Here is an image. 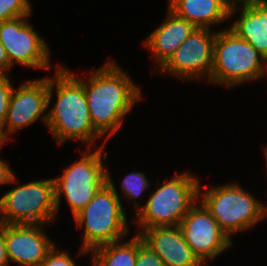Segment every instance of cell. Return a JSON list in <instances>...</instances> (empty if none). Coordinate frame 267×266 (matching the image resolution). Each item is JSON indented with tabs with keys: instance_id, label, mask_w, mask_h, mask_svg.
Returning a JSON list of instances; mask_svg holds the SVG:
<instances>
[{
	"instance_id": "29",
	"label": "cell",
	"mask_w": 267,
	"mask_h": 266,
	"mask_svg": "<svg viewBox=\"0 0 267 266\" xmlns=\"http://www.w3.org/2000/svg\"><path fill=\"white\" fill-rule=\"evenodd\" d=\"M263 77H267V71L264 73Z\"/></svg>"
},
{
	"instance_id": "14",
	"label": "cell",
	"mask_w": 267,
	"mask_h": 266,
	"mask_svg": "<svg viewBox=\"0 0 267 266\" xmlns=\"http://www.w3.org/2000/svg\"><path fill=\"white\" fill-rule=\"evenodd\" d=\"M138 235L165 266H204L184 240L178 226L147 228Z\"/></svg>"
},
{
	"instance_id": "11",
	"label": "cell",
	"mask_w": 267,
	"mask_h": 266,
	"mask_svg": "<svg viewBox=\"0 0 267 266\" xmlns=\"http://www.w3.org/2000/svg\"><path fill=\"white\" fill-rule=\"evenodd\" d=\"M198 203L183 217L178 227L194 255L204 265L228 250L232 238L220 228L205 206L200 201Z\"/></svg>"
},
{
	"instance_id": "24",
	"label": "cell",
	"mask_w": 267,
	"mask_h": 266,
	"mask_svg": "<svg viewBox=\"0 0 267 266\" xmlns=\"http://www.w3.org/2000/svg\"><path fill=\"white\" fill-rule=\"evenodd\" d=\"M15 175L16 174L11 170L10 165L0 157V185L17 182L18 179Z\"/></svg>"
},
{
	"instance_id": "19",
	"label": "cell",
	"mask_w": 267,
	"mask_h": 266,
	"mask_svg": "<svg viewBox=\"0 0 267 266\" xmlns=\"http://www.w3.org/2000/svg\"><path fill=\"white\" fill-rule=\"evenodd\" d=\"M120 185L122 196L126 197L128 201H133L134 199H138L149 188L150 181L142 172H131L124 177Z\"/></svg>"
},
{
	"instance_id": "27",
	"label": "cell",
	"mask_w": 267,
	"mask_h": 266,
	"mask_svg": "<svg viewBox=\"0 0 267 266\" xmlns=\"http://www.w3.org/2000/svg\"><path fill=\"white\" fill-rule=\"evenodd\" d=\"M5 142H7V140L3 137L1 128H0V150L2 148V146L5 144Z\"/></svg>"
},
{
	"instance_id": "1",
	"label": "cell",
	"mask_w": 267,
	"mask_h": 266,
	"mask_svg": "<svg viewBox=\"0 0 267 266\" xmlns=\"http://www.w3.org/2000/svg\"><path fill=\"white\" fill-rule=\"evenodd\" d=\"M88 76L76 78L83 84L94 129L102 138L109 133L106 144L122 127V119L142 99V92L116 61L109 60Z\"/></svg>"
},
{
	"instance_id": "12",
	"label": "cell",
	"mask_w": 267,
	"mask_h": 266,
	"mask_svg": "<svg viewBox=\"0 0 267 266\" xmlns=\"http://www.w3.org/2000/svg\"><path fill=\"white\" fill-rule=\"evenodd\" d=\"M48 77L26 80L17 88L13 87L3 127V137L8 141L11 134L32 125L40 117L47 125ZM44 115V116H43Z\"/></svg>"
},
{
	"instance_id": "4",
	"label": "cell",
	"mask_w": 267,
	"mask_h": 266,
	"mask_svg": "<svg viewBox=\"0 0 267 266\" xmlns=\"http://www.w3.org/2000/svg\"><path fill=\"white\" fill-rule=\"evenodd\" d=\"M193 173L183 172L172 179H165L163 185L151 194L144 207L135 203L137 214L133 220L141 231L152 227L178 226L183 217L199 201L200 182Z\"/></svg>"
},
{
	"instance_id": "26",
	"label": "cell",
	"mask_w": 267,
	"mask_h": 266,
	"mask_svg": "<svg viewBox=\"0 0 267 266\" xmlns=\"http://www.w3.org/2000/svg\"><path fill=\"white\" fill-rule=\"evenodd\" d=\"M11 65L8 61V56L3 45L0 43V74H8L6 71L10 70Z\"/></svg>"
},
{
	"instance_id": "20",
	"label": "cell",
	"mask_w": 267,
	"mask_h": 266,
	"mask_svg": "<svg viewBox=\"0 0 267 266\" xmlns=\"http://www.w3.org/2000/svg\"><path fill=\"white\" fill-rule=\"evenodd\" d=\"M32 11L29 0H0V23L21 16H30Z\"/></svg>"
},
{
	"instance_id": "28",
	"label": "cell",
	"mask_w": 267,
	"mask_h": 266,
	"mask_svg": "<svg viewBox=\"0 0 267 266\" xmlns=\"http://www.w3.org/2000/svg\"><path fill=\"white\" fill-rule=\"evenodd\" d=\"M264 150H265V158H266V163H267V145L266 147H264Z\"/></svg>"
},
{
	"instance_id": "18",
	"label": "cell",
	"mask_w": 267,
	"mask_h": 266,
	"mask_svg": "<svg viewBox=\"0 0 267 266\" xmlns=\"http://www.w3.org/2000/svg\"><path fill=\"white\" fill-rule=\"evenodd\" d=\"M92 266H135L137 235L122 243H108L92 249Z\"/></svg>"
},
{
	"instance_id": "8",
	"label": "cell",
	"mask_w": 267,
	"mask_h": 266,
	"mask_svg": "<svg viewBox=\"0 0 267 266\" xmlns=\"http://www.w3.org/2000/svg\"><path fill=\"white\" fill-rule=\"evenodd\" d=\"M54 179L22 183L0 198L1 224L53 223L56 218Z\"/></svg>"
},
{
	"instance_id": "13",
	"label": "cell",
	"mask_w": 267,
	"mask_h": 266,
	"mask_svg": "<svg viewBox=\"0 0 267 266\" xmlns=\"http://www.w3.org/2000/svg\"><path fill=\"white\" fill-rule=\"evenodd\" d=\"M43 224H4L9 263L19 266H41L47 253L54 247L43 231Z\"/></svg>"
},
{
	"instance_id": "10",
	"label": "cell",
	"mask_w": 267,
	"mask_h": 266,
	"mask_svg": "<svg viewBox=\"0 0 267 266\" xmlns=\"http://www.w3.org/2000/svg\"><path fill=\"white\" fill-rule=\"evenodd\" d=\"M30 16H21L0 23V43L6 50L9 64L18 63L34 69H51L47 42L27 22Z\"/></svg>"
},
{
	"instance_id": "2",
	"label": "cell",
	"mask_w": 267,
	"mask_h": 266,
	"mask_svg": "<svg viewBox=\"0 0 267 266\" xmlns=\"http://www.w3.org/2000/svg\"><path fill=\"white\" fill-rule=\"evenodd\" d=\"M48 91L47 107L51 105L53 91L57 94L46 123L57 144L78 139L88 148L96 146L94 142L102 136L93 127L84 87L76 75L69 68L56 66L55 77H48Z\"/></svg>"
},
{
	"instance_id": "16",
	"label": "cell",
	"mask_w": 267,
	"mask_h": 266,
	"mask_svg": "<svg viewBox=\"0 0 267 266\" xmlns=\"http://www.w3.org/2000/svg\"><path fill=\"white\" fill-rule=\"evenodd\" d=\"M167 10L164 22L148 35L144 43L145 48L150 51V57L158 64L157 70L168 61L174 51L196 28L169 8Z\"/></svg>"
},
{
	"instance_id": "25",
	"label": "cell",
	"mask_w": 267,
	"mask_h": 266,
	"mask_svg": "<svg viewBox=\"0 0 267 266\" xmlns=\"http://www.w3.org/2000/svg\"><path fill=\"white\" fill-rule=\"evenodd\" d=\"M9 264L6 250L4 224L0 223V266H9Z\"/></svg>"
},
{
	"instance_id": "17",
	"label": "cell",
	"mask_w": 267,
	"mask_h": 266,
	"mask_svg": "<svg viewBox=\"0 0 267 266\" xmlns=\"http://www.w3.org/2000/svg\"><path fill=\"white\" fill-rule=\"evenodd\" d=\"M232 0H169L168 8L196 28H211L229 18Z\"/></svg>"
},
{
	"instance_id": "22",
	"label": "cell",
	"mask_w": 267,
	"mask_h": 266,
	"mask_svg": "<svg viewBox=\"0 0 267 266\" xmlns=\"http://www.w3.org/2000/svg\"><path fill=\"white\" fill-rule=\"evenodd\" d=\"M13 86L7 74H0V128L3 127Z\"/></svg>"
},
{
	"instance_id": "3",
	"label": "cell",
	"mask_w": 267,
	"mask_h": 266,
	"mask_svg": "<svg viewBox=\"0 0 267 266\" xmlns=\"http://www.w3.org/2000/svg\"><path fill=\"white\" fill-rule=\"evenodd\" d=\"M108 170L106 168V184L73 217L77 226L84 227L79 255H85L98 246L121 241L129 233L126 213Z\"/></svg>"
},
{
	"instance_id": "6",
	"label": "cell",
	"mask_w": 267,
	"mask_h": 266,
	"mask_svg": "<svg viewBox=\"0 0 267 266\" xmlns=\"http://www.w3.org/2000/svg\"><path fill=\"white\" fill-rule=\"evenodd\" d=\"M203 193L199 189L200 203L229 238L237 232L250 230L267 215L266 205L257 201L236 182L212 186Z\"/></svg>"
},
{
	"instance_id": "21",
	"label": "cell",
	"mask_w": 267,
	"mask_h": 266,
	"mask_svg": "<svg viewBox=\"0 0 267 266\" xmlns=\"http://www.w3.org/2000/svg\"><path fill=\"white\" fill-rule=\"evenodd\" d=\"M135 266H165L161 258L137 235V259Z\"/></svg>"
},
{
	"instance_id": "23",
	"label": "cell",
	"mask_w": 267,
	"mask_h": 266,
	"mask_svg": "<svg viewBox=\"0 0 267 266\" xmlns=\"http://www.w3.org/2000/svg\"><path fill=\"white\" fill-rule=\"evenodd\" d=\"M57 248L58 247L54 245L47 253L41 266H77L66 250L60 252V249Z\"/></svg>"
},
{
	"instance_id": "9",
	"label": "cell",
	"mask_w": 267,
	"mask_h": 266,
	"mask_svg": "<svg viewBox=\"0 0 267 266\" xmlns=\"http://www.w3.org/2000/svg\"><path fill=\"white\" fill-rule=\"evenodd\" d=\"M217 31L195 28L158 72L184 80H210L213 64V44Z\"/></svg>"
},
{
	"instance_id": "5",
	"label": "cell",
	"mask_w": 267,
	"mask_h": 266,
	"mask_svg": "<svg viewBox=\"0 0 267 266\" xmlns=\"http://www.w3.org/2000/svg\"><path fill=\"white\" fill-rule=\"evenodd\" d=\"M266 71L267 59L246 40L229 28L217 32L209 84L231 88L261 79Z\"/></svg>"
},
{
	"instance_id": "15",
	"label": "cell",
	"mask_w": 267,
	"mask_h": 266,
	"mask_svg": "<svg viewBox=\"0 0 267 266\" xmlns=\"http://www.w3.org/2000/svg\"><path fill=\"white\" fill-rule=\"evenodd\" d=\"M239 9L241 13L229 29L267 59V0L234 1L230 6L229 18L232 19Z\"/></svg>"
},
{
	"instance_id": "7",
	"label": "cell",
	"mask_w": 267,
	"mask_h": 266,
	"mask_svg": "<svg viewBox=\"0 0 267 266\" xmlns=\"http://www.w3.org/2000/svg\"><path fill=\"white\" fill-rule=\"evenodd\" d=\"M104 146L103 144L97 147L95 152L87 148L83 151V157L80 160L64 169L62 175L53 178L57 213L62 195L65 196L74 217L106 184L107 167L102 162L107 159V151L102 153Z\"/></svg>"
}]
</instances>
